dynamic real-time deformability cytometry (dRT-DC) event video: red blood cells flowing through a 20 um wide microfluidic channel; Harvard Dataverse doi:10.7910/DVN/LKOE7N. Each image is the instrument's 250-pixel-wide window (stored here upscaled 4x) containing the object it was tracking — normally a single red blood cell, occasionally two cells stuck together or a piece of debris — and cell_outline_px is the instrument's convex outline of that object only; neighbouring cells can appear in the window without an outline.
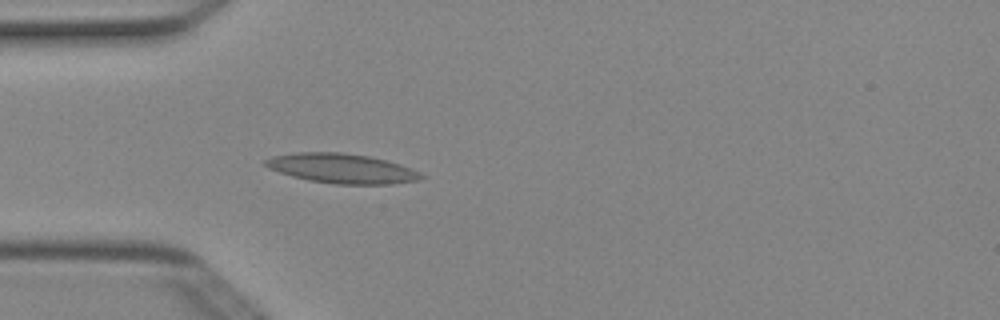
{"species": "Egyptian fruit bat (a non-hibernating species)", "species_latin": "Rousettus aegyptiacus", "temperature_condition": "cold", "stored_images_in_passage": 4, "camera_frame_rate_fps": 3000, "um_per_image_px": 0.085, "animal": {"sex": "female"}, "frame": {"image": 1, "passage_image": 4, "time_ms": 1.0, "image_size_px": [1000, 320], "cell_outline_px": [[428, 176], [416, 180], [392, 184], [336, 184], [308, 180], [292, 176], [268, 168], [264, 164], [264, 160], [272, 156], [296, 152], [340, 152], [368, 156], [400, 164], [412, 168]], "centroid_in_image_um": [29.06, 14.31], "position_along_channel_um": 55.9, "area_um2": 26.88}}